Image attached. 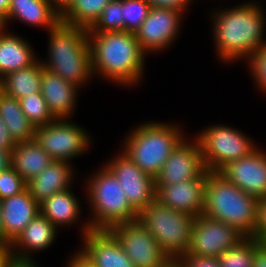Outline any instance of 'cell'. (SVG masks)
Listing matches in <instances>:
<instances>
[{"instance_id":"cell-37","label":"cell","mask_w":266,"mask_h":267,"mask_svg":"<svg viewBox=\"0 0 266 267\" xmlns=\"http://www.w3.org/2000/svg\"><path fill=\"white\" fill-rule=\"evenodd\" d=\"M192 0H147L151 7H164L184 12Z\"/></svg>"},{"instance_id":"cell-38","label":"cell","mask_w":266,"mask_h":267,"mask_svg":"<svg viewBox=\"0 0 266 267\" xmlns=\"http://www.w3.org/2000/svg\"><path fill=\"white\" fill-rule=\"evenodd\" d=\"M16 143L11 138L8 129L4 123V120L0 117V149L12 150Z\"/></svg>"},{"instance_id":"cell-18","label":"cell","mask_w":266,"mask_h":267,"mask_svg":"<svg viewBox=\"0 0 266 267\" xmlns=\"http://www.w3.org/2000/svg\"><path fill=\"white\" fill-rule=\"evenodd\" d=\"M4 244L10 245L24 228L40 214V204L26 188L19 194L1 200Z\"/></svg>"},{"instance_id":"cell-36","label":"cell","mask_w":266,"mask_h":267,"mask_svg":"<svg viewBox=\"0 0 266 267\" xmlns=\"http://www.w3.org/2000/svg\"><path fill=\"white\" fill-rule=\"evenodd\" d=\"M254 237L261 242L266 238V197L258 200V223Z\"/></svg>"},{"instance_id":"cell-31","label":"cell","mask_w":266,"mask_h":267,"mask_svg":"<svg viewBox=\"0 0 266 267\" xmlns=\"http://www.w3.org/2000/svg\"><path fill=\"white\" fill-rule=\"evenodd\" d=\"M125 31L122 15V0H111L104 8L99 19L88 32Z\"/></svg>"},{"instance_id":"cell-27","label":"cell","mask_w":266,"mask_h":267,"mask_svg":"<svg viewBox=\"0 0 266 267\" xmlns=\"http://www.w3.org/2000/svg\"><path fill=\"white\" fill-rule=\"evenodd\" d=\"M0 117L15 143L34 139L35 126L23 113L20 101L0 90Z\"/></svg>"},{"instance_id":"cell-39","label":"cell","mask_w":266,"mask_h":267,"mask_svg":"<svg viewBox=\"0 0 266 267\" xmlns=\"http://www.w3.org/2000/svg\"><path fill=\"white\" fill-rule=\"evenodd\" d=\"M67 267H94L90 261L78 251L75 256L70 258Z\"/></svg>"},{"instance_id":"cell-43","label":"cell","mask_w":266,"mask_h":267,"mask_svg":"<svg viewBox=\"0 0 266 267\" xmlns=\"http://www.w3.org/2000/svg\"><path fill=\"white\" fill-rule=\"evenodd\" d=\"M7 267H38L33 259H20L13 257Z\"/></svg>"},{"instance_id":"cell-19","label":"cell","mask_w":266,"mask_h":267,"mask_svg":"<svg viewBox=\"0 0 266 267\" xmlns=\"http://www.w3.org/2000/svg\"><path fill=\"white\" fill-rule=\"evenodd\" d=\"M77 88L43 67L41 94L55 119L69 118L74 113Z\"/></svg>"},{"instance_id":"cell-25","label":"cell","mask_w":266,"mask_h":267,"mask_svg":"<svg viewBox=\"0 0 266 267\" xmlns=\"http://www.w3.org/2000/svg\"><path fill=\"white\" fill-rule=\"evenodd\" d=\"M43 65L39 59L31 66L8 73L0 80V90L20 100L41 93Z\"/></svg>"},{"instance_id":"cell-2","label":"cell","mask_w":266,"mask_h":267,"mask_svg":"<svg viewBox=\"0 0 266 267\" xmlns=\"http://www.w3.org/2000/svg\"><path fill=\"white\" fill-rule=\"evenodd\" d=\"M93 73L111 82L136 85L142 79L146 53L133 32H88Z\"/></svg>"},{"instance_id":"cell-5","label":"cell","mask_w":266,"mask_h":267,"mask_svg":"<svg viewBox=\"0 0 266 267\" xmlns=\"http://www.w3.org/2000/svg\"><path fill=\"white\" fill-rule=\"evenodd\" d=\"M88 201L93 217L82 228V236L92 230H109L111 227L138 220V213L130 206L121 184L105 166L87 181ZM90 199V200H89Z\"/></svg>"},{"instance_id":"cell-48","label":"cell","mask_w":266,"mask_h":267,"mask_svg":"<svg viewBox=\"0 0 266 267\" xmlns=\"http://www.w3.org/2000/svg\"><path fill=\"white\" fill-rule=\"evenodd\" d=\"M163 267H180L179 263L177 262V260H171L169 263H167L165 266Z\"/></svg>"},{"instance_id":"cell-12","label":"cell","mask_w":266,"mask_h":267,"mask_svg":"<svg viewBox=\"0 0 266 267\" xmlns=\"http://www.w3.org/2000/svg\"><path fill=\"white\" fill-rule=\"evenodd\" d=\"M105 166L121 184L130 206L139 214L155 200L154 178L142 171L124 152Z\"/></svg>"},{"instance_id":"cell-34","label":"cell","mask_w":266,"mask_h":267,"mask_svg":"<svg viewBox=\"0 0 266 267\" xmlns=\"http://www.w3.org/2000/svg\"><path fill=\"white\" fill-rule=\"evenodd\" d=\"M253 79L261 91L266 92V44L248 58Z\"/></svg>"},{"instance_id":"cell-1","label":"cell","mask_w":266,"mask_h":267,"mask_svg":"<svg viewBox=\"0 0 266 267\" xmlns=\"http://www.w3.org/2000/svg\"><path fill=\"white\" fill-rule=\"evenodd\" d=\"M248 3V4H247ZM213 14L214 39L220 60L247 59L266 44L265 16L257 2H247Z\"/></svg>"},{"instance_id":"cell-33","label":"cell","mask_w":266,"mask_h":267,"mask_svg":"<svg viewBox=\"0 0 266 267\" xmlns=\"http://www.w3.org/2000/svg\"><path fill=\"white\" fill-rule=\"evenodd\" d=\"M27 182L11 166L0 172V201L21 193L27 187Z\"/></svg>"},{"instance_id":"cell-7","label":"cell","mask_w":266,"mask_h":267,"mask_svg":"<svg viewBox=\"0 0 266 267\" xmlns=\"http://www.w3.org/2000/svg\"><path fill=\"white\" fill-rule=\"evenodd\" d=\"M194 217L161 204L156 199L138 214L170 260H178L188 252Z\"/></svg>"},{"instance_id":"cell-45","label":"cell","mask_w":266,"mask_h":267,"mask_svg":"<svg viewBox=\"0 0 266 267\" xmlns=\"http://www.w3.org/2000/svg\"><path fill=\"white\" fill-rule=\"evenodd\" d=\"M11 0H0V14L7 16L10 8Z\"/></svg>"},{"instance_id":"cell-9","label":"cell","mask_w":266,"mask_h":267,"mask_svg":"<svg viewBox=\"0 0 266 267\" xmlns=\"http://www.w3.org/2000/svg\"><path fill=\"white\" fill-rule=\"evenodd\" d=\"M89 135L84 128L67 118L54 119L35 128L34 140L55 161L69 162L89 148Z\"/></svg>"},{"instance_id":"cell-23","label":"cell","mask_w":266,"mask_h":267,"mask_svg":"<svg viewBox=\"0 0 266 267\" xmlns=\"http://www.w3.org/2000/svg\"><path fill=\"white\" fill-rule=\"evenodd\" d=\"M26 40L10 32L0 35V80L8 73L27 68L38 59Z\"/></svg>"},{"instance_id":"cell-4","label":"cell","mask_w":266,"mask_h":267,"mask_svg":"<svg viewBox=\"0 0 266 267\" xmlns=\"http://www.w3.org/2000/svg\"><path fill=\"white\" fill-rule=\"evenodd\" d=\"M48 35L49 59L41 62L43 67L78 88L92 79L88 29L60 21Z\"/></svg>"},{"instance_id":"cell-22","label":"cell","mask_w":266,"mask_h":267,"mask_svg":"<svg viewBox=\"0 0 266 267\" xmlns=\"http://www.w3.org/2000/svg\"><path fill=\"white\" fill-rule=\"evenodd\" d=\"M15 18L29 25L45 27L47 31L60 22V14L47 0H11L6 24Z\"/></svg>"},{"instance_id":"cell-42","label":"cell","mask_w":266,"mask_h":267,"mask_svg":"<svg viewBox=\"0 0 266 267\" xmlns=\"http://www.w3.org/2000/svg\"><path fill=\"white\" fill-rule=\"evenodd\" d=\"M11 151L12 150L0 149V172L9 169L12 166Z\"/></svg>"},{"instance_id":"cell-24","label":"cell","mask_w":266,"mask_h":267,"mask_svg":"<svg viewBox=\"0 0 266 267\" xmlns=\"http://www.w3.org/2000/svg\"><path fill=\"white\" fill-rule=\"evenodd\" d=\"M12 167L28 182L48 167L53 159L32 139L16 143L11 151Z\"/></svg>"},{"instance_id":"cell-13","label":"cell","mask_w":266,"mask_h":267,"mask_svg":"<svg viewBox=\"0 0 266 267\" xmlns=\"http://www.w3.org/2000/svg\"><path fill=\"white\" fill-rule=\"evenodd\" d=\"M207 172L197 139L189 142L184 138L154 178L155 190L160 185L176 184L195 178H207Z\"/></svg>"},{"instance_id":"cell-6","label":"cell","mask_w":266,"mask_h":267,"mask_svg":"<svg viewBox=\"0 0 266 267\" xmlns=\"http://www.w3.org/2000/svg\"><path fill=\"white\" fill-rule=\"evenodd\" d=\"M184 138L181 129L173 124L142 123L128 135L122 152L142 171L155 178L170 154Z\"/></svg>"},{"instance_id":"cell-46","label":"cell","mask_w":266,"mask_h":267,"mask_svg":"<svg viewBox=\"0 0 266 267\" xmlns=\"http://www.w3.org/2000/svg\"><path fill=\"white\" fill-rule=\"evenodd\" d=\"M0 244H4L3 223H2V214H1V201H0Z\"/></svg>"},{"instance_id":"cell-28","label":"cell","mask_w":266,"mask_h":267,"mask_svg":"<svg viewBox=\"0 0 266 267\" xmlns=\"http://www.w3.org/2000/svg\"><path fill=\"white\" fill-rule=\"evenodd\" d=\"M111 0H73L60 15V21L70 26L90 29Z\"/></svg>"},{"instance_id":"cell-16","label":"cell","mask_w":266,"mask_h":267,"mask_svg":"<svg viewBox=\"0 0 266 267\" xmlns=\"http://www.w3.org/2000/svg\"><path fill=\"white\" fill-rule=\"evenodd\" d=\"M207 178H195L170 185H160L155 199L161 204L194 218L204 211V187Z\"/></svg>"},{"instance_id":"cell-17","label":"cell","mask_w":266,"mask_h":267,"mask_svg":"<svg viewBox=\"0 0 266 267\" xmlns=\"http://www.w3.org/2000/svg\"><path fill=\"white\" fill-rule=\"evenodd\" d=\"M80 252L94 267H135L109 230H90Z\"/></svg>"},{"instance_id":"cell-10","label":"cell","mask_w":266,"mask_h":267,"mask_svg":"<svg viewBox=\"0 0 266 267\" xmlns=\"http://www.w3.org/2000/svg\"><path fill=\"white\" fill-rule=\"evenodd\" d=\"M109 231L135 267H163L171 261L139 220L117 224Z\"/></svg>"},{"instance_id":"cell-49","label":"cell","mask_w":266,"mask_h":267,"mask_svg":"<svg viewBox=\"0 0 266 267\" xmlns=\"http://www.w3.org/2000/svg\"><path fill=\"white\" fill-rule=\"evenodd\" d=\"M262 245L266 247V238L262 241Z\"/></svg>"},{"instance_id":"cell-35","label":"cell","mask_w":266,"mask_h":267,"mask_svg":"<svg viewBox=\"0 0 266 267\" xmlns=\"http://www.w3.org/2000/svg\"><path fill=\"white\" fill-rule=\"evenodd\" d=\"M177 262L180 267H220L218 257L184 255Z\"/></svg>"},{"instance_id":"cell-30","label":"cell","mask_w":266,"mask_h":267,"mask_svg":"<svg viewBox=\"0 0 266 267\" xmlns=\"http://www.w3.org/2000/svg\"><path fill=\"white\" fill-rule=\"evenodd\" d=\"M19 101L23 113L35 127L46 125L55 119L41 93L31 94Z\"/></svg>"},{"instance_id":"cell-44","label":"cell","mask_w":266,"mask_h":267,"mask_svg":"<svg viewBox=\"0 0 266 267\" xmlns=\"http://www.w3.org/2000/svg\"><path fill=\"white\" fill-rule=\"evenodd\" d=\"M52 7L61 15L73 0H47Z\"/></svg>"},{"instance_id":"cell-41","label":"cell","mask_w":266,"mask_h":267,"mask_svg":"<svg viewBox=\"0 0 266 267\" xmlns=\"http://www.w3.org/2000/svg\"><path fill=\"white\" fill-rule=\"evenodd\" d=\"M253 267H266V247L262 244L255 250Z\"/></svg>"},{"instance_id":"cell-11","label":"cell","mask_w":266,"mask_h":267,"mask_svg":"<svg viewBox=\"0 0 266 267\" xmlns=\"http://www.w3.org/2000/svg\"><path fill=\"white\" fill-rule=\"evenodd\" d=\"M244 238L235 227L200 214L194 219L186 255L219 257Z\"/></svg>"},{"instance_id":"cell-29","label":"cell","mask_w":266,"mask_h":267,"mask_svg":"<svg viewBox=\"0 0 266 267\" xmlns=\"http://www.w3.org/2000/svg\"><path fill=\"white\" fill-rule=\"evenodd\" d=\"M261 244L262 242L255 237H245L218 257L220 267H253L255 250Z\"/></svg>"},{"instance_id":"cell-3","label":"cell","mask_w":266,"mask_h":267,"mask_svg":"<svg viewBox=\"0 0 266 267\" xmlns=\"http://www.w3.org/2000/svg\"><path fill=\"white\" fill-rule=\"evenodd\" d=\"M258 198L243 192L219 172L208 171L203 214L254 237L258 223Z\"/></svg>"},{"instance_id":"cell-20","label":"cell","mask_w":266,"mask_h":267,"mask_svg":"<svg viewBox=\"0 0 266 267\" xmlns=\"http://www.w3.org/2000/svg\"><path fill=\"white\" fill-rule=\"evenodd\" d=\"M73 167L70 162L55 161L27 182V189L39 204L53 194L71 188Z\"/></svg>"},{"instance_id":"cell-40","label":"cell","mask_w":266,"mask_h":267,"mask_svg":"<svg viewBox=\"0 0 266 267\" xmlns=\"http://www.w3.org/2000/svg\"><path fill=\"white\" fill-rule=\"evenodd\" d=\"M12 250L9 245L0 244V267H7L13 258Z\"/></svg>"},{"instance_id":"cell-26","label":"cell","mask_w":266,"mask_h":267,"mask_svg":"<svg viewBox=\"0 0 266 267\" xmlns=\"http://www.w3.org/2000/svg\"><path fill=\"white\" fill-rule=\"evenodd\" d=\"M80 203L70 189L57 192L40 203V213L56 228L68 226L80 217Z\"/></svg>"},{"instance_id":"cell-47","label":"cell","mask_w":266,"mask_h":267,"mask_svg":"<svg viewBox=\"0 0 266 267\" xmlns=\"http://www.w3.org/2000/svg\"><path fill=\"white\" fill-rule=\"evenodd\" d=\"M6 27V21L5 17L0 14V35H2L6 30L4 29Z\"/></svg>"},{"instance_id":"cell-21","label":"cell","mask_w":266,"mask_h":267,"mask_svg":"<svg viewBox=\"0 0 266 267\" xmlns=\"http://www.w3.org/2000/svg\"><path fill=\"white\" fill-rule=\"evenodd\" d=\"M57 230L46 217L41 213L38 214L9 245L13 256L31 260V250L32 252L41 251L52 245Z\"/></svg>"},{"instance_id":"cell-15","label":"cell","mask_w":266,"mask_h":267,"mask_svg":"<svg viewBox=\"0 0 266 267\" xmlns=\"http://www.w3.org/2000/svg\"><path fill=\"white\" fill-rule=\"evenodd\" d=\"M219 173L243 192L258 199L266 197V153L260 148L228 163Z\"/></svg>"},{"instance_id":"cell-8","label":"cell","mask_w":266,"mask_h":267,"mask_svg":"<svg viewBox=\"0 0 266 267\" xmlns=\"http://www.w3.org/2000/svg\"><path fill=\"white\" fill-rule=\"evenodd\" d=\"M195 138L207 171L219 172L228 163L248 156L257 149L243 132L220 124L204 129Z\"/></svg>"},{"instance_id":"cell-32","label":"cell","mask_w":266,"mask_h":267,"mask_svg":"<svg viewBox=\"0 0 266 267\" xmlns=\"http://www.w3.org/2000/svg\"><path fill=\"white\" fill-rule=\"evenodd\" d=\"M150 7L147 0H122L125 31L135 33L147 17Z\"/></svg>"},{"instance_id":"cell-14","label":"cell","mask_w":266,"mask_h":267,"mask_svg":"<svg viewBox=\"0 0 266 267\" xmlns=\"http://www.w3.org/2000/svg\"><path fill=\"white\" fill-rule=\"evenodd\" d=\"M183 13L170 8L150 7L148 15L135 31L140 48L147 52L164 51L180 32ZM179 31V32H178Z\"/></svg>"}]
</instances>
